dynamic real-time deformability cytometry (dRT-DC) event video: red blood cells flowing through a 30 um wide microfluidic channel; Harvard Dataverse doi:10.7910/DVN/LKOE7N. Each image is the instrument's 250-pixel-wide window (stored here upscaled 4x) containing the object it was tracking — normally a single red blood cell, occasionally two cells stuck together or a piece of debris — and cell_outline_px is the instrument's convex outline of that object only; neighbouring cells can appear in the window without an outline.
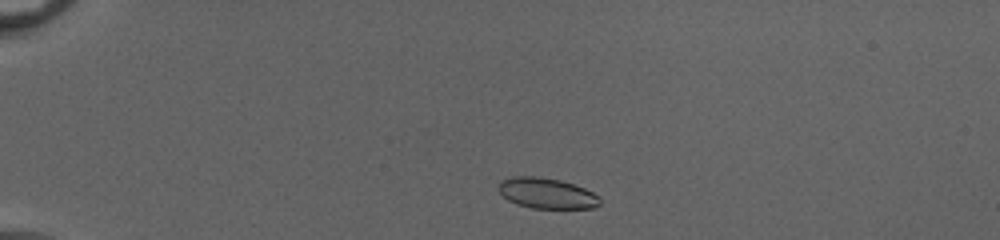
{"species": "common noctule bat (a hibernating species)", "species_latin": "Nyctalus noctula", "temperature_condition": "cold", "stored_images_in_passage": 42, "camera_frame_rate_fps": 3000, "um_per_image_px": 0.085, "animal": {"sex": "female", "body_mass_g": 20.0, "forearm_length_mm": 54.0}, "frame": {"image": 1, "passage_image": 3, "time_ms": 0.667, "image_size_px": [1000, 240], "cell_outline_px": [[600, 204], [596, 208], [532, 208], [516, 204], [508, 200], [496, 188], [500, 180], [512, 176], [540, 176], [560, 180], [584, 188], [600, 196]], "centroid_in_image_um": [46.45, 16.42], "position_along_channel_um": 38.6, "area_um2": 18.26}}
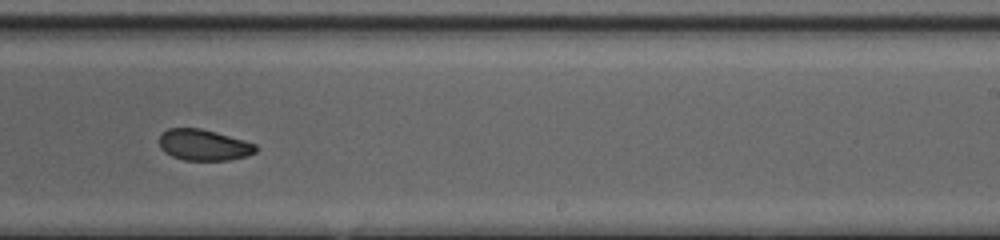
{"frame": {"image": 2, "passage_image": 25, "time_ms": 8.0, "image_size_px": [1000, 240], "cell_outline_px": [[256, 152], [248, 156], [228, 160], [184, 160], [172, 156], [164, 152], [160, 148], [160, 136], [168, 128], [200, 128], [216, 132], [244, 140], [256, 144]], "centroid_in_image_um": [17.32, 12.32], "position_along_channel_um": 271.7, "area_um2": 17.46}}
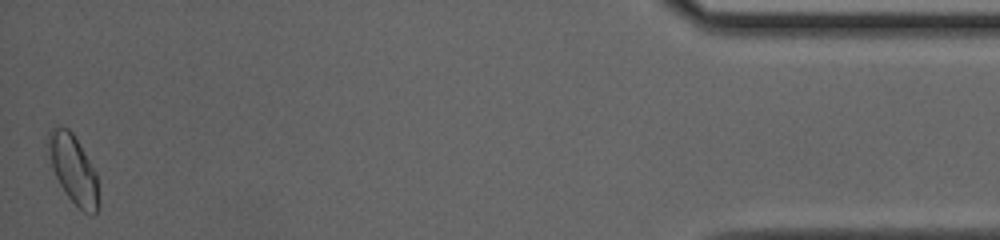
{"frame": {"image": 3, "passage_image": 42, "time_ms": 13.667, "image_size_px": [1000, 240], "cell_outline_px": [[100, 204], [96, 212], [92, 216], [84, 212], [68, 196], [60, 184], [52, 168], [48, 148], [48, 132], [52, 128], [68, 128], [72, 132], [96, 172], [100, 200]], "centroid_in_image_um": [6.27, 14.44], "position_along_channel_um": 428.9, "area_um2": 19.83}, "authors_computed_cell_mechanics": {"area_um2": 18.496, "velocity_mm_per_s": 4.082, "shape_relaxation_time_tau1_ms": 5.5064, "shape_relaxation_time_tau2_ms": 2.321, "deformation_change_tau1": 0.1014, "deformation_change_tau2": 0.0494}}